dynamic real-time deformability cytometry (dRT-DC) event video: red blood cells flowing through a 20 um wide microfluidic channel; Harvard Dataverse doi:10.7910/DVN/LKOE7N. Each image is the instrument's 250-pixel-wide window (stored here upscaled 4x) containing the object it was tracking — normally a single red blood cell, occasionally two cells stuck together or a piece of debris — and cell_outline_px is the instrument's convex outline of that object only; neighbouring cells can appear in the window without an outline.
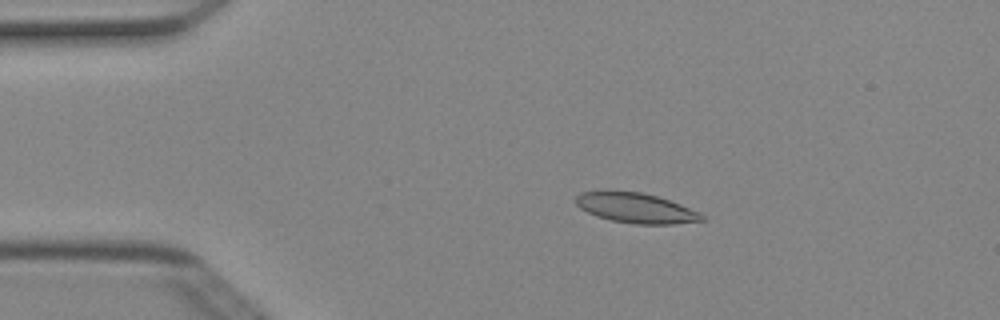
{"species": "Egyptian fruit bat (a non-hibernating species)", "species_latin": "Rousettus aegyptiacus", "temperature_condition": "cold", "stored_images_in_passage": 5, "camera_frame_rate_fps": 3000, "um_per_image_px": 0.085, "animal": {"sex": "female"}, "frame": {"image": 1, "passage_image": 3, "time_ms": 0.667, "image_size_px": [1000, 320], "cell_outline_px": [[708, 220], [672, 224], [636, 224], [612, 220], [596, 216], [580, 208], [572, 200], [580, 192], [604, 188], [608, 188], [644, 192], [680, 204], [700, 212]], "centroid_in_image_um": [53.98, 17.63], "position_along_channel_um": 31.0, "area_um2": 22.83}}
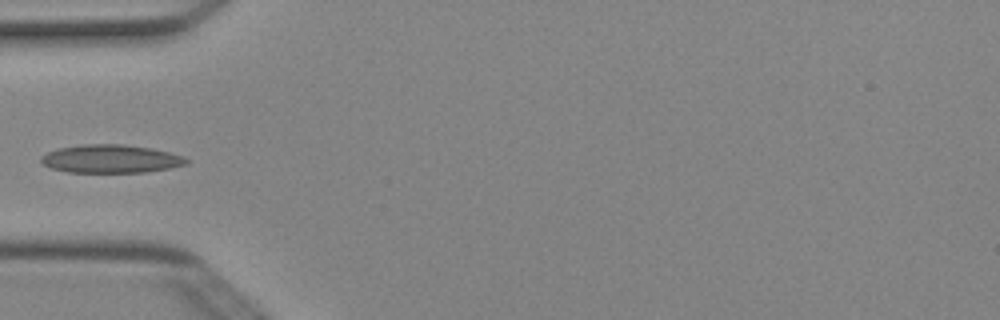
{"frame": {"image": 2, "passage_image": 5, "time_ms": 1.333, "image_size_px": [1000, 320], "cell_outline_px": [[188, 164], [168, 168], [144, 172], [68, 172], [52, 168], [44, 164], [40, 160], [40, 156], [56, 148], [84, 144], [120, 144], [152, 148], [184, 156], [188, 160]], "centroid_in_image_um": [9.4, 13.49], "position_along_channel_um": 75.6, "area_um2": 23.81}}